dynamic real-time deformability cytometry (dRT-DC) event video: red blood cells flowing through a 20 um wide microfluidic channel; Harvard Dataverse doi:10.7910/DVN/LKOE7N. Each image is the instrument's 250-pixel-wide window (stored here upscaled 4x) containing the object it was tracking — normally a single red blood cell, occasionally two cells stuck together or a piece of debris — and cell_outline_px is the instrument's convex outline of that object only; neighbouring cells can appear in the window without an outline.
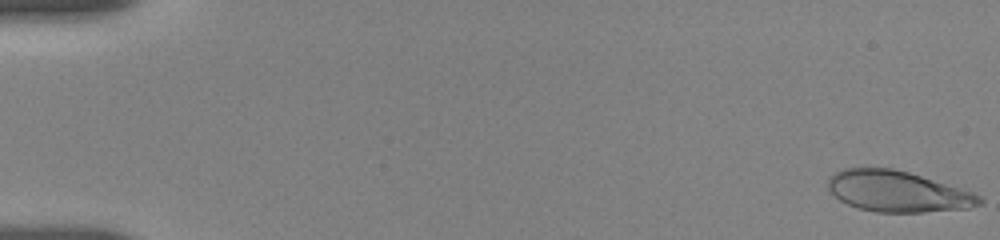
{"species": "human", "species_latin": "Homo sapiens", "temperature_condition": "room temperature", "stored_images_in_passage": 15, "camera_frame_rate_fps": 3000, "um_per_image_px": 0.085, "donor": {"sex": "female"}, "frame": {"image": 1, "passage_image": 1, "time_ms": 0.0, "image_size_px": [1000, 240], "cell_outline_px": [[984, 204], [968, 208], [924, 212], [876, 212], [856, 208], [840, 200], [828, 188], [828, 176], [844, 168], [892, 168], [908, 172], [972, 192], [980, 196], [984, 200]], "centroid_in_image_um": [76.29, 16.28], "position_along_channel_um": 8.7, "area_um2": 35.95}}
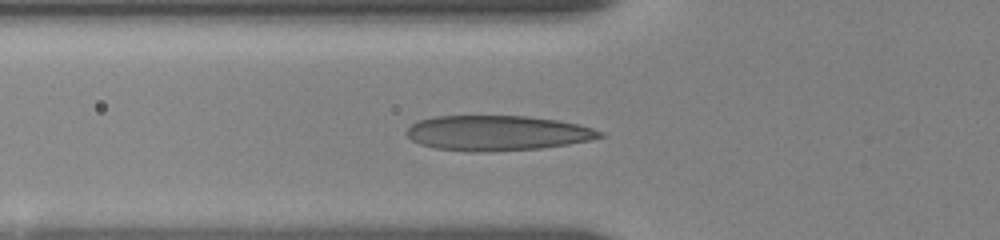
{"frame": {"image": 2, "passage_image": 10, "time_ms": 6.333, "image_size_px": [1000, 240], "cell_outline_px": [[604, 136], [592, 140], [568, 144], [540, 148], [480, 152], [468, 152], [436, 148], [420, 144], [412, 140], [404, 132], [416, 120], [432, 116], [528, 116], [556, 120], [576, 124], [592, 128], [604, 132]], "centroid_in_image_um": [42.23, 11.3], "position_along_channel_um": 83.6, "area_um2": 39.59}}
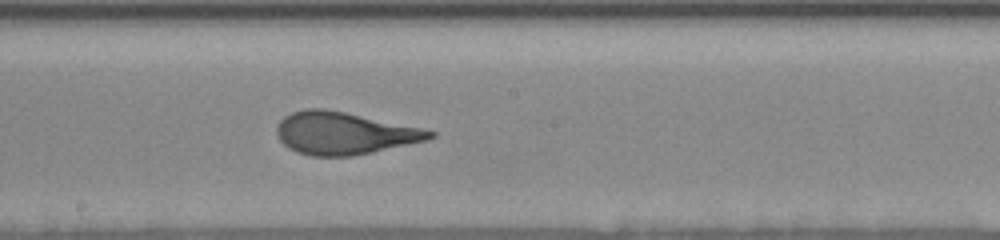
{"frame": {"image": 3, "passage_image": 15, "time_ms": 10.0, "image_size_px": [1000, 240], "cell_outline_px": [[436, 136], [428, 140], [372, 152], [352, 156], [312, 156], [296, 152], [288, 148], [280, 140], [276, 132], [276, 128], [280, 120], [284, 116], [292, 112], [304, 108], [324, 108], [344, 112], [420, 128], [436, 132]], "centroid_in_image_um": [29.21, 11.33], "position_along_channel_um": 219.0, "area_um2": 37.57}}